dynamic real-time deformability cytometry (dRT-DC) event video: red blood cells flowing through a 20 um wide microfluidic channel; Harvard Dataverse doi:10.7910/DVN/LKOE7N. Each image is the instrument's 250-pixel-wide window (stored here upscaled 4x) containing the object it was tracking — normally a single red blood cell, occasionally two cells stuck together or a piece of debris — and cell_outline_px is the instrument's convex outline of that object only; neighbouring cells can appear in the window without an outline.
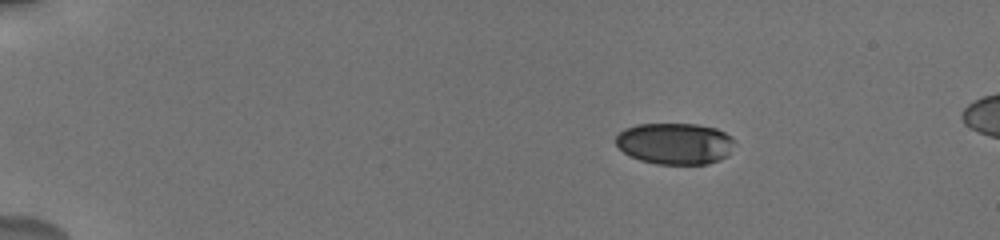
{"species": "human", "species_latin": "Homo sapiens", "temperature_condition": "cold", "stored_images_in_passage": 8, "camera_frame_rate_fps": 3000, "um_per_image_px": 0.085, "donor": {"sex": "male"}, "frame": {"image": 1, "passage_image": 1, "time_ms": 0.0, "image_size_px": [1000, 240], "cell_outline_px": [[736, 140], [728, 156], [720, 160], [708, 164], [656, 164], [640, 160], [624, 152], [616, 144], [616, 136], [624, 128], [636, 124], [696, 124], [716, 128], [732, 136]], "centroid_in_image_um": [57.4, 12.2], "position_along_channel_um": 27.6, "area_um2": 28.9}}
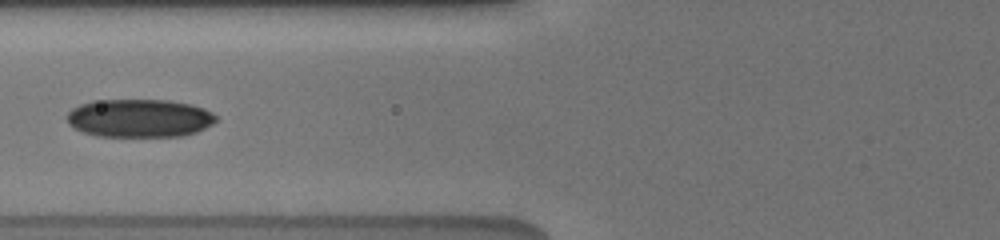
{"frame": {"image": 2, "passage_image": 7, "time_ms": 5.0, "image_size_px": [1000, 240], "cell_outline_px": [[216, 120], [212, 124], [196, 132], [184, 136], [96, 136], [84, 132], [68, 124], [68, 112], [72, 108], [80, 104], [92, 100], [168, 100], [188, 104], [204, 108], [212, 112], [216, 116]], "centroid_in_image_um": [11.84, 10.04], "position_along_channel_um": 114.0, "area_um2": 33.12}}